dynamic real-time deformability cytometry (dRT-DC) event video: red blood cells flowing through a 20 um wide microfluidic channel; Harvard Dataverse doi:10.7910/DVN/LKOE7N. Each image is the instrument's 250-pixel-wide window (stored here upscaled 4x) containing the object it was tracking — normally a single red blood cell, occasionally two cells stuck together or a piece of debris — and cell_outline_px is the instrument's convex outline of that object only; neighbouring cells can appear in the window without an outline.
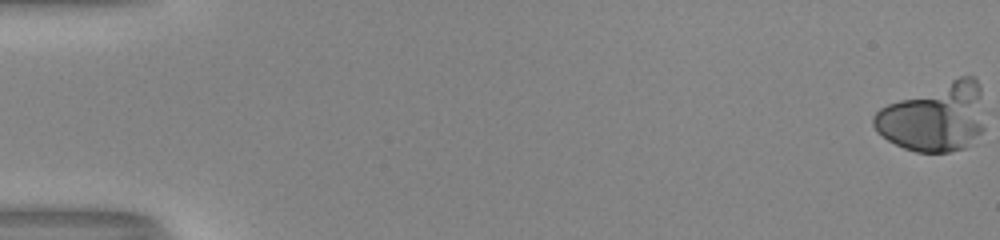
{"species": "human", "species_latin": "Homo sapiens", "temperature_condition": "room temperature", "stored_images_in_passage": 21, "camera_frame_rate_fps": 3000, "um_per_image_px": 0.085, "donor": {"sex": "male"}, "frame": {"image": 1, "passage_image": 1, "time_ms": 0.0, "image_size_px": [1000, 240], "cell_outline_px": [[984, 128], [972, 144], [964, 148], [948, 152], [916, 152], [904, 148], [888, 140], [876, 132], [872, 124], [872, 116], [880, 108], [888, 104], [960, 76], [972, 76], [976, 80], [980, 88]], "centroid_in_image_um": [79.42, 10.0], "position_along_channel_um": 5.6, "area_um2": 44.04}}